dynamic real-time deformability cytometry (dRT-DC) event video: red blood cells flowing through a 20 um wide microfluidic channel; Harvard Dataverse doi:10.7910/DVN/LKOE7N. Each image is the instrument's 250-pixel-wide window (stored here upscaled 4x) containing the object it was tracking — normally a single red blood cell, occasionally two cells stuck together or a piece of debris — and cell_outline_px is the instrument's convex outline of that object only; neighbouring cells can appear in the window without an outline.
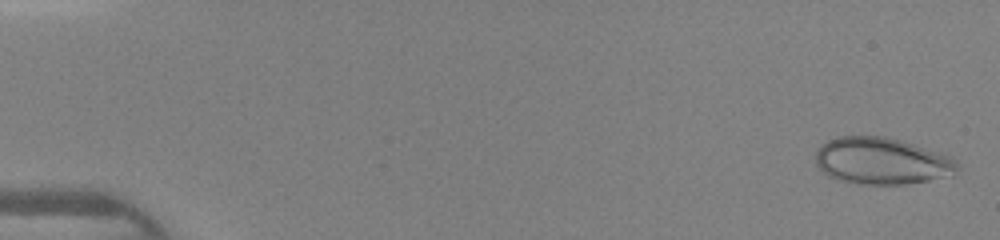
{"species": "human", "species_latin": "Homo sapiens", "temperature_condition": "warm", "stored_images_in_passage": 45, "camera_frame_rate_fps": 3000, "um_per_image_px": 0.085, "donor": {"sex": "female"}, "frame": {"image": 1, "passage_image": 1, "time_ms": 0.0, "image_size_px": [1000, 240], "cell_outline_px": [[960, 164], [952, 176], [904, 184], [856, 184], [836, 180], [828, 176], [816, 164], [816, 152], [820, 144], [836, 136], [884, 136], [900, 140], [948, 156], [956, 160]], "centroid_in_image_um": [74.9, 13.69], "position_along_channel_um": 10.1, "area_um2": 38.67}}
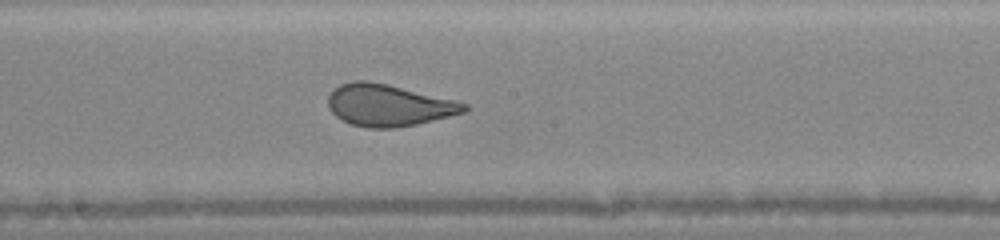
{"frame": {"image": 2, "passage_image": 25, "time_ms": 8.0, "image_size_px": [1000, 240], "cell_outline_px": [[468, 108], [464, 112], [416, 124], [396, 128], [368, 128], [352, 124], [340, 120], [328, 108], [328, 96], [340, 84], [352, 80], [368, 80], [388, 84], [456, 100], [468, 104]], "centroid_in_image_um": [33.0, 8.94], "position_along_channel_um": 215.2, "area_um2": 33.18}}
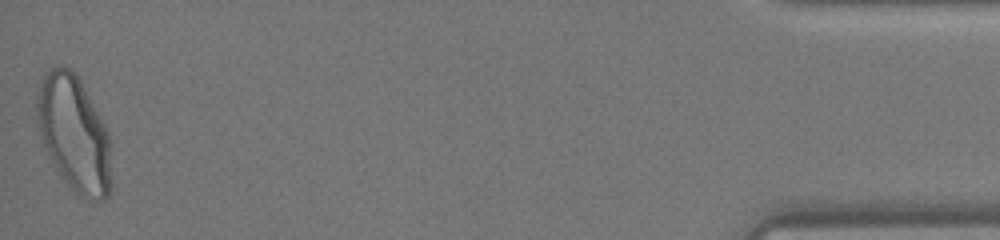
{"frame": {"image": 3, "passage_image": 45, "time_ms": 14.667, "image_size_px": [1000, 240], "cell_outline_px": [[108, 196], [104, 200], [100, 200], [76, 192], [60, 172], [52, 160], [44, 144], [36, 120], [36, 104], [40, 76], [52, 68], [60, 64], [76, 72], [104, 124], [108, 136]], "centroid_in_image_um": [6.23, 11.21], "position_along_channel_um": 429.0, "area_um2": 48.44}}